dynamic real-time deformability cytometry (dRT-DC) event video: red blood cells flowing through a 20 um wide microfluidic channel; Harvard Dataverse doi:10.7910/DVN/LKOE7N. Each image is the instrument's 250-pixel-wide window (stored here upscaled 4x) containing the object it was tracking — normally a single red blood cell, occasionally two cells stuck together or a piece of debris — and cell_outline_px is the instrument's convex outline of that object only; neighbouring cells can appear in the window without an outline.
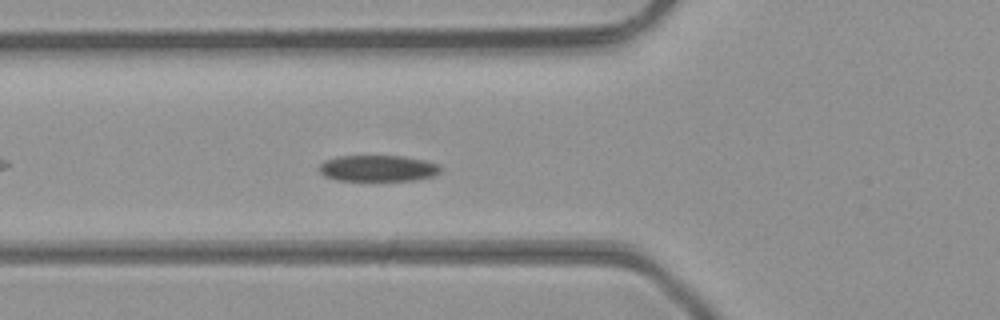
{"species": "common noctule bat (a hibernating species)", "species_latin": "Nyctalus noctula", "temperature_condition": "room temperature", "stored_images_in_passage": 40, "camera_frame_rate_fps": 3000, "um_per_image_px": 0.085, "animal": {"sex": "male", "body_mass_g": 23.1, "forearm_length_mm": 52.7}, "frame": {"image": 1, "passage_image": 8, "time_ms": 2.333, "image_size_px": [1000, 320], "cell_outline_px": [[440, 172], [436, 176], [416, 180], [336, 180], [324, 176], [320, 172], [320, 164], [324, 160], [336, 156], [404, 156], [424, 160], [440, 164]], "centroid_in_image_um": [32.15, 14.3], "position_along_channel_um": 93.7, "area_um2": 18.67}}
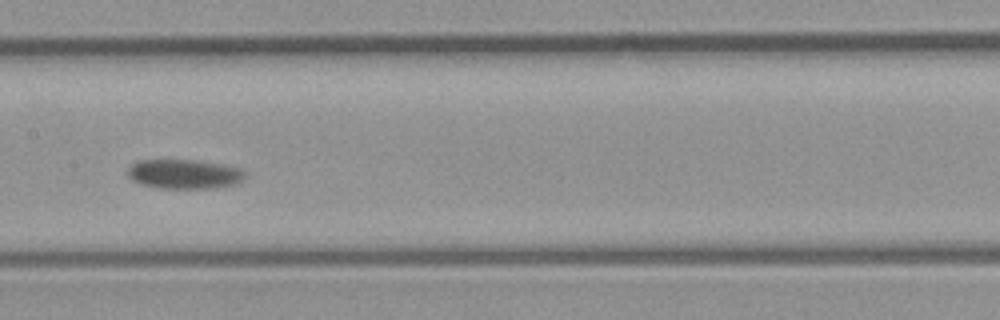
{"frame": {"image": 2, "passage_image": 15, "time_ms": 4.667, "image_size_px": [1000, 320], "cell_outline_px": [[244, 176], [236, 184], [212, 188], [160, 188], [144, 184], [132, 180], [128, 176], [128, 168], [132, 164], [140, 160], [196, 160], [224, 164], [240, 168], [244, 172]], "centroid_in_image_um": [15.66, 14.78], "position_along_channel_um": 191.7, "area_um2": 19.94}}
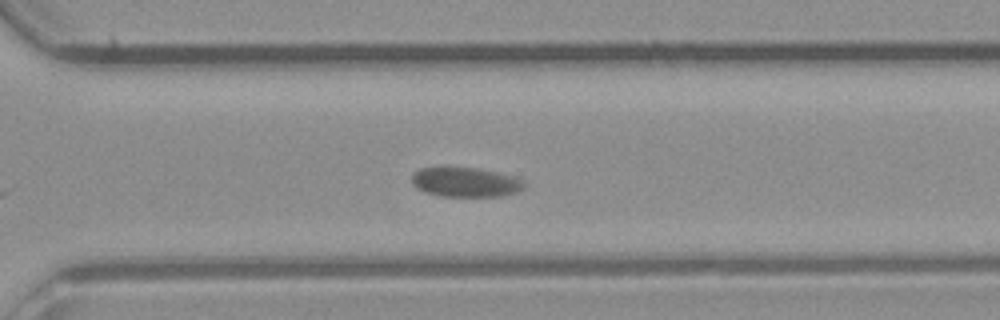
{"frame": {"image": 3, "passage_image": 25, "time_ms": 8.0, "image_size_px": [1000, 320], "cell_outline_px": [[524, 188], [516, 192], [500, 196], [440, 196], [416, 188], [412, 184], [412, 172], [420, 168], [476, 168], [500, 172], [524, 180]], "centroid_in_image_um": [39.57, 15.48], "position_along_channel_um": 331.0, "area_um2": 19.25}, "authors_computed_cell_mechanics": {"area_um2": 20.2878, "velocity_mm_per_s": 4.1929, "shape_relaxation_time_tau1_ms": 1.4141, "shape_relaxation_time_tau2_ms": null, "deformation_change_tau1": 0.0636, "deformation_change_tau2": null}}